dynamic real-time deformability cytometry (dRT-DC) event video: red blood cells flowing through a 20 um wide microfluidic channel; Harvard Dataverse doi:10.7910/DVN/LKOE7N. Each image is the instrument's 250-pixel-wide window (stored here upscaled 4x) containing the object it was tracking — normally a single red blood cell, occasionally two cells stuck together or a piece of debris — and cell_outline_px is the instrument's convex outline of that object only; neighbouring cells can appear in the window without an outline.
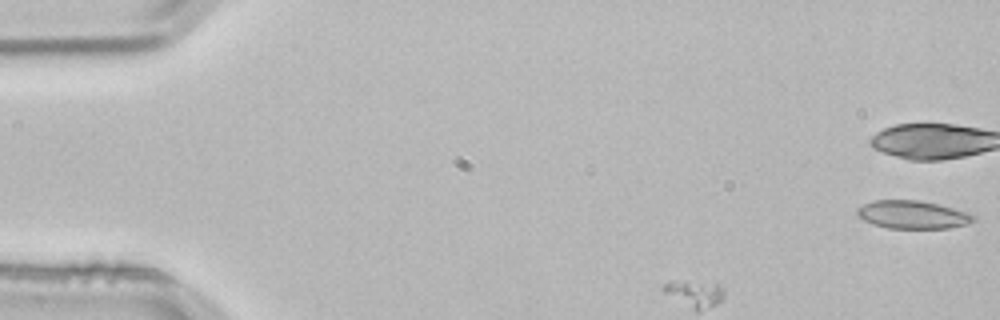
{"species": "common noctule bat (a hibernating species)", "species_latin": "Nyctalus noctula", "temperature_condition": "room temperature", "stored_images_in_passage": 2, "segment_of_instrument_passage": [2, 2], "camera_frame_rate_fps": 3000, "um_per_image_px": 0.085, "animal": {"sex": "male", "body_mass_g": 21.5, "forearm_length_mm": 52.0}, "frame": {"image": 1, "passage_image": 2, "time_ms": 0.333, "image_size_px": [1000, 320], "cell_outline_px": [[976, 220], [968, 224], [948, 228], [888, 228], [872, 224], [864, 220], [856, 212], [856, 208], [872, 200], [920, 200], [968, 212], [976, 216]], "centroid_in_image_um": [77.58, 18.24], "position_along_channel_um": 7.4, "area_um2": 19.02}}